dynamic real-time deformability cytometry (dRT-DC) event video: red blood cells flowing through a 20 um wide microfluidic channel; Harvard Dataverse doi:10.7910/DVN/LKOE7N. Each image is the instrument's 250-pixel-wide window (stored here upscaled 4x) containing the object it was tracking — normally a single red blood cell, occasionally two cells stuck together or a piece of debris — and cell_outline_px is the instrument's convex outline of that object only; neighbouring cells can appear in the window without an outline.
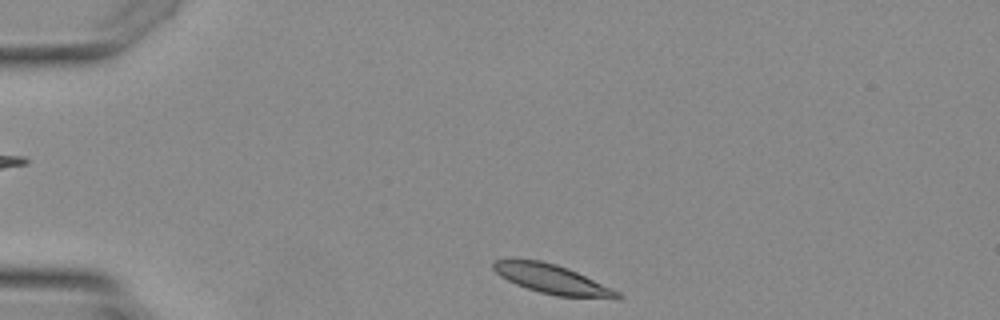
{"species": "Egyptian fruit bat (a non-hibernating species)", "species_latin": "Rousettus aegyptiacus", "temperature_condition": "warm", "stored_images_in_passage": 2, "camera_frame_rate_fps": 3000, "um_per_image_px": 0.085, "animal": {"sex": "female"}, "frame": {"image": 1, "passage_image": 1, "time_ms": 0.0, "image_size_px": [1000, 320], "cell_outline_px": [[624, 296], [620, 300], [556, 296], [540, 292], [516, 284], [500, 276], [492, 268], [492, 264], [496, 260], [540, 260], [556, 264], [568, 268], [620, 292]], "centroid_in_image_um": [47.02, 23.77], "position_along_channel_um": 38.0, "area_um2": 21.15}}